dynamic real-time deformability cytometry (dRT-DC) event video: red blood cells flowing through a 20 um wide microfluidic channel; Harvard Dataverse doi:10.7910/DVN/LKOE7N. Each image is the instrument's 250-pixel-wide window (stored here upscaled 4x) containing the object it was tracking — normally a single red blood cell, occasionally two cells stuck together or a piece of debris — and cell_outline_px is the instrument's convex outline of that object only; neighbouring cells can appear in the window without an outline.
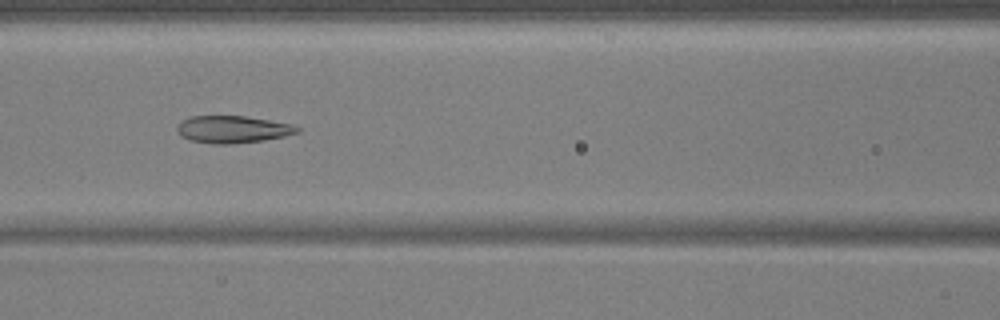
{"species": "common noctule bat (a hibernating species)", "species_latin": "Nyctalus noctula", "temperature_condition": "warm", "stored_images_in_passage": 52, "camera_frame_rate_fps": 3000, "um_per_image_px": 0.085, "animal": {"sex": "male", "body_mass_g": 17.9, "forearm_length_mm": 54.2}, "frame": {"image": 1, "passage_image": 24, "time_ms": 7.667, "image_size_px": [1000, 320], "cell_outline_px": [[300, 132], [284, 136], [264, 140], [232, 144], [212, 144], [188, 140], [180, 136], [176, 132], [176, 124], [180, 120], [192, 116], [244, 116], [292, 124], [300, 128]], "centroid_in_image_um": [19.71, 11.0], "position_along_channel_um": 146.9, "area_um2": 19.31}}
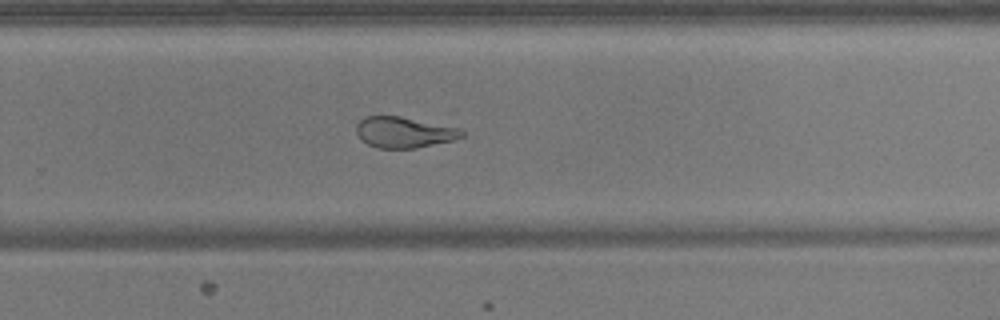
{"frame": {"image": 2, "passage_image": 36, "time_ms": 11.667, "image_size_px": [1000, 320], "cell_outline_px": [[464, 136], [452, 140], [416, 148], [376, 148], [360, 140], [356, 132], [356, 124], [364, 116], [400, 116], [456, 128], [464, 132]], "centroid_in_image_um": [34.26, 11.25], "position_along_channel_um": 295.5, "area_um2": 18.79}}
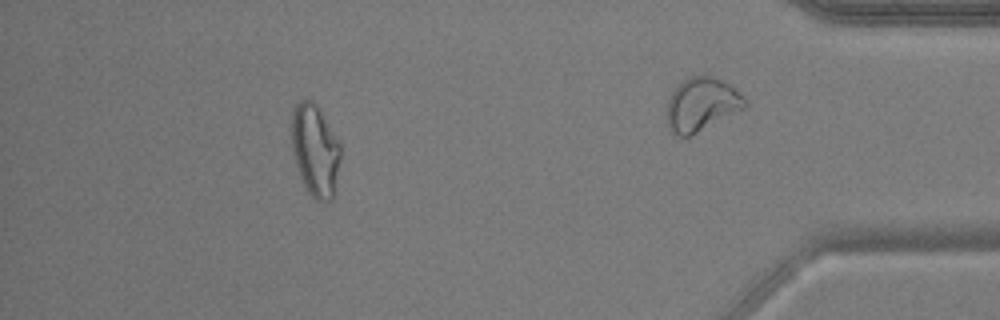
{"frame": {"image": 3, "passage_image": 49, "time_ms": 16.0, "image_size_px": [1000, 320], "cell_outline_px": [[340, 160], [336, 188], [332, 200], [316, 200], [308, 192], [300, 176], [296, 164], [292, 148], [292, 108], [300, 100], [312, 100], [320, 112], [340, 144]], "centroid_in_image_um": [26.78, 12.81], "position_along_channel_um": 408.4, "area_um2": 25.84}, "authors_computed_cell_mechanics": {"area_um2": 21.4438, "velocity_mm_per_s": 3.726, "shape_relaxation_time_tau1_ms": 7.477, "shape_relaxation_time_tau2_ms": 1.8215, "deformation_change_tau1": 0.2298, "deformation_change_tau2": 0.1057}}